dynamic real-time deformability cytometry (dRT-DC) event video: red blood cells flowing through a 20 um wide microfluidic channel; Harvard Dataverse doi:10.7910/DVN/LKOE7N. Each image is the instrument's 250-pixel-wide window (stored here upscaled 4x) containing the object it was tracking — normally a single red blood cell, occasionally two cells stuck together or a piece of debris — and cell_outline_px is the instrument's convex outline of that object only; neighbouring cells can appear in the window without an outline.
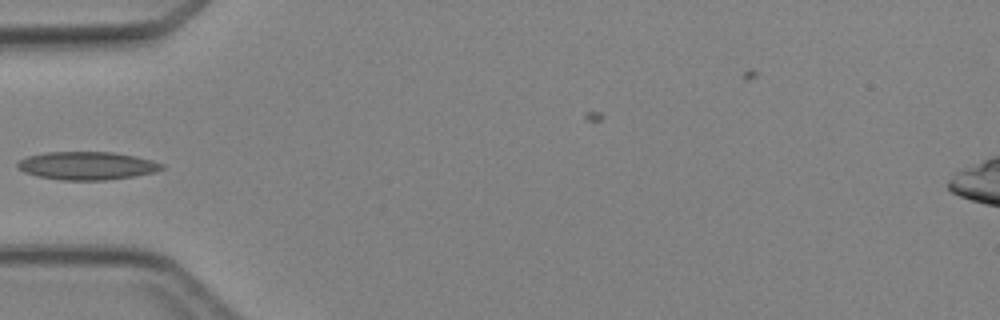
{"species": "Egyptian fruit bat (a non-hibernating species)", "species_latin": "Rousettus aegyptiacus", "temperature_condition": "cold", "stored_images_in_passage": 5, "camera_frame_rate_fps": 3000, "um_per_image_px": 0.085, "animal": {"sex": "female"}, "frame": {"image": 1, "passage_image": 4, "time_ms": 3.667, "image_size_px": [1000, 320], "cell_outline_px": [[164, 168], [156, 172], [132, 176], [104, 180], [60, 180], [36, 176], [24, 172], [16, 168], [16, 164], [20, 160], [28, 156], [48, 152], [112, 152], [136, 156], [152, 160], [164, 164]], "centroid_in_image_um": [7.38, 14.08], "position_along_channel_um": 77.6, "area_um2": 23.64}}